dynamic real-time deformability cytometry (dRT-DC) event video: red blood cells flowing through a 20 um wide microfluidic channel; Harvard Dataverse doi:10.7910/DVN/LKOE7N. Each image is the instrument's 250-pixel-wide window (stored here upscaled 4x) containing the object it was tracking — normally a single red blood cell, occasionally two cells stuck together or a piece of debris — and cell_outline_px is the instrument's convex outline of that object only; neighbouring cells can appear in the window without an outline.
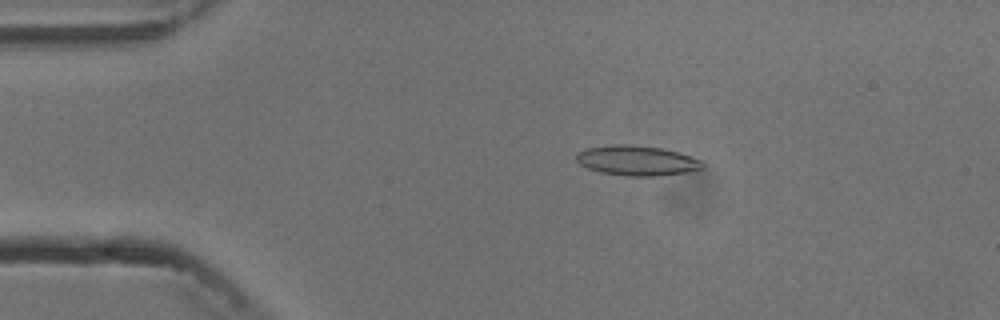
{"species": "common noctule bat (a hibernating species)", "species_latin": "Nyctalus noctula", "temperature_condition": "cold", "stored_images_in_passage": 5, "camera_frame_rate_fps": 3000, "um_per_image_px": 0.085, "animal": {"sex": "male", "body_mass_g": 13.3}, "frame": {"image": 1, "passage_image": 3, "time_ms": 2.333, "image_size_px": [1000, 320], "cell_outline_px": [[704, 168], [688, 172], [656, 176], [628, 176], [600, 172], [588, 168], [580, 164], [576, 160], [576, 152], [588, 148], [612, 144], [632, 144], [660, 148], [676, 152], [700, 160], [704, 164]], "centroid_in_image_um": [54.11, 13.65], "position_along_channel_um": 30.9, "area_um2": 21.96}}
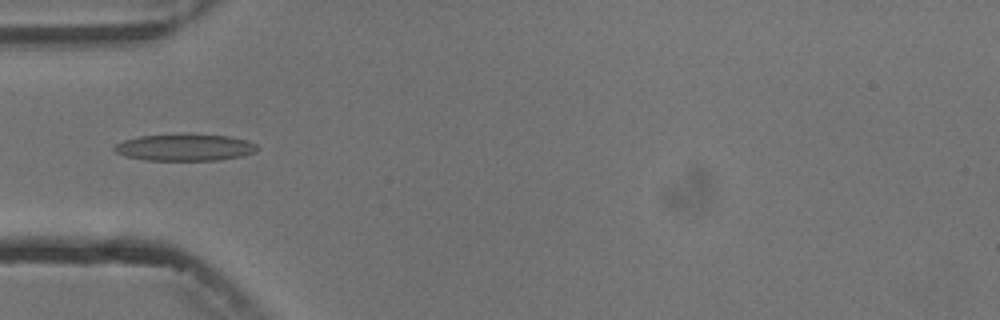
{"frame": {"image": 2, "passage_image": 5, "time_ms": 4.667, "image_size_px": [1000, 320], "cell_outline_px": [[256, 152], [240, 156], [216, 160], [144, 160], [124, 156], [116, 152], [112, 148], [116, 144], [124, 140], [140, 136], [228, 136], [248, 140], [256, 144]], "centroid_in_image_um": [15.68, 12.56], "position_along_channel_um": 69.3, "area_um2": 21.5}}